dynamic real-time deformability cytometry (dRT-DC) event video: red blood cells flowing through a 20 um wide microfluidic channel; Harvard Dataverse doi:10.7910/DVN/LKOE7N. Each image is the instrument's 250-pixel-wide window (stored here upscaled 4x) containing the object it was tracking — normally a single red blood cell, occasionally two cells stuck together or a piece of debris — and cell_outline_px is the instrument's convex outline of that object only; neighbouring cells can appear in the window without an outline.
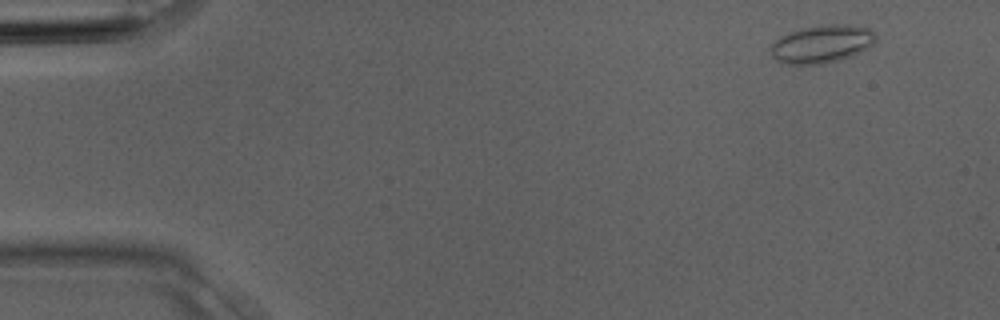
{"species": "Egyptian fruit bat (a non-hibernating species)", "species_latin": "Rousettus aegyptiacus", "temperature_condition": "room temperature", "stored_images_in_passage": 3, "camera_frame_rate_fps": 3000, "um_per_image_px": 0.085, "animal": {"sex": "male"}, "frame": {"image": 1, "passage_image": 1, "time_ms": 0.0, "image_size_px": [1000, 320], "cell_outline_px": [[876, 40], [868, 48], [852, 56], [824, 64], [788, 64], [776, 60], [772, 56], [772, 44], [780, 36], [788, 32], [800, 28], [828, 24], [848, 24], [868, 28], [876, 32]], "centroid_in_image_um": [69.88, 3.73], "position_along_channel_um": 15.1, "area_um2": 23.29}}